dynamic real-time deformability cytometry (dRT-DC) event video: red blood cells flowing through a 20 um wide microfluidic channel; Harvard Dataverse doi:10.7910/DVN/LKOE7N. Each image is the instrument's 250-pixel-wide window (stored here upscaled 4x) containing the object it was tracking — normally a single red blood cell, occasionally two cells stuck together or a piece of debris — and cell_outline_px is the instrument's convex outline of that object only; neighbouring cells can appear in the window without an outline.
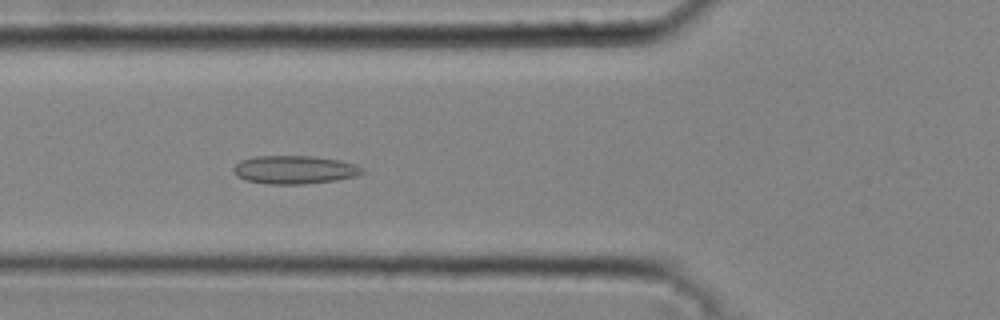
{"species": "common noctule bat (a hibernating species)", "species_latin": "Nyctalus noctula", "temperature_condition": "cold", "stored_images_in_passage": 45, "camera_frame_rate_fps": 3000, "um_per_image_px": 0.085, "animal": {"sex": "male", "body_mass_g": 20.4}, "frame": {"image": 1, "passage_image": 17, "time_ms": 5.333, "image_size_px": [1000, 320], "cell_outline_px": [[356, 172], [348, 176], [328, 180], [252, 180], [240, 176], [236, 172], [236, 168], [244, 160], [268, 156], [296, 156], [332, 160], [344, 164]], "centroid_in_image_um": [24.84, 14.35], "position_along_channel_um": 101.0, "area_um2": 16.94}}
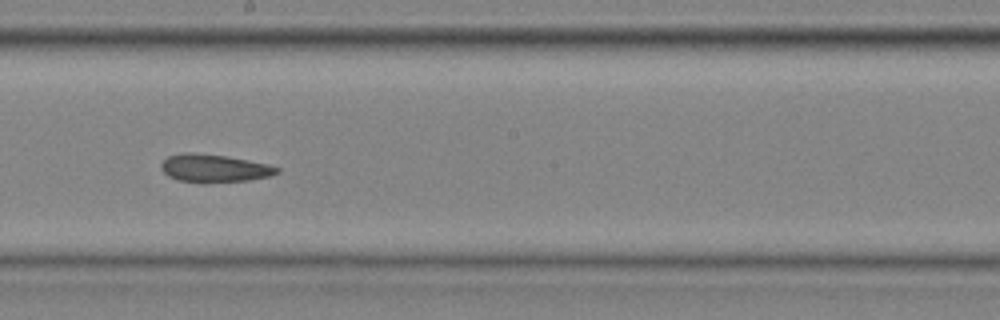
{"frame": {"image": 2, "passage_image": 26, "time_ms": 8.333, "image_size_px": [1000, 320], "cell_outline_px": [[276, 172], [264, 176], [240, 180], [184, 180], [172, 176], [164, 168], [164, 160], [172, 156], [220, 156], [260, 164], [276, 168]], "centroid_in_image_um": [18.22, 14.31], "position_along_channel_um": 230.0, "area_um2": 15.49}}
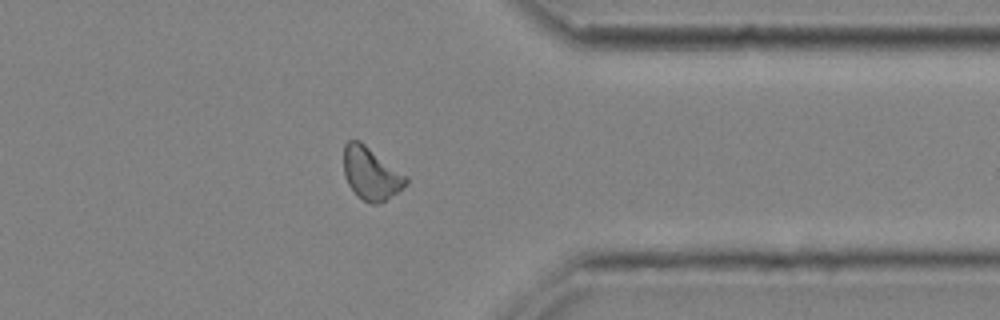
{"frame": {"image": 3, "passage_image": 37, "time_ms": 12.0, "image_size_px": [1000, 320], "cell_outline_px": [[408, 180], [400, 188], [384, 200], [364, 200], [352, 188], [344, 172], [344, 148], [352, 140], [356, 140]], "centroid_in_image_um": [31.46, 14.74], "position_along_channel_um": 379.9, "area_um2": 16.7}, "authors_computed_cell_mechanics": {"area_um2": 16.4152, "velocity_mm_per_s": 4.3081, "shape_relaxation_time_tau1_ms": null, "shape_relaxation_time_tau2_ms": 7.4189, "deformation_change_tau1": null, "deformation_change_tau2": 0.1619}}